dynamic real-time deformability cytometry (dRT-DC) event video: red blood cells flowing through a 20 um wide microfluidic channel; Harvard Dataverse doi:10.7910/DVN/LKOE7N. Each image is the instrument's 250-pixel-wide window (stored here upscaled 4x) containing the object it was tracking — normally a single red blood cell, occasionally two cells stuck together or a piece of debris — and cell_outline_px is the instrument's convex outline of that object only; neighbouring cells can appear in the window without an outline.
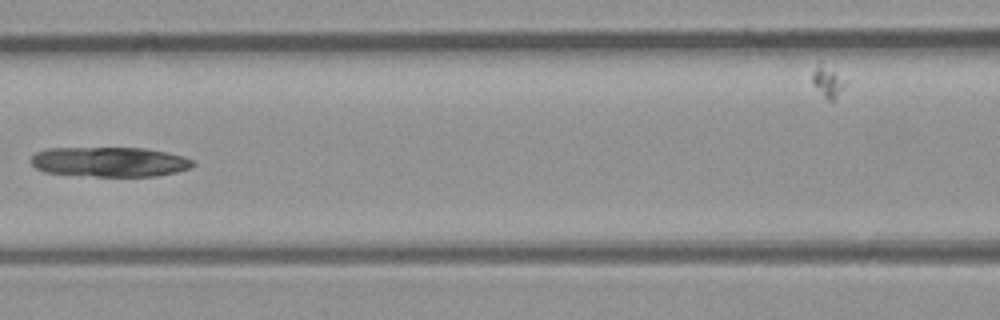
{"species": "common noctule bat (a hibernating species)", "species_latin": "Nyctalus noctula", "temperature_condition": "room temperature", "stored_images_in_passage": 6, "camera_frame_rate_fps": 3000, "um_per_image_px": 0.085, "animal": {"sex": "male", "body_mass_g": 23.1, "forearm_length_mm": 52.7}, "frame": {"image": 1, "passage_image": 4, "time_ms": 3.667, "image_size_px": [1000, 320], "cell_outline_px": [[196, 164], [192, 168], [176, 172], [156, 176], [96, 176], [44, 172], [36, 168], [32, 164], [32, 156], [36, 152], [44, 148], [144, 148], [184, 156], [196, 160]], "centroid_in_image_um": [9.36, 13.75], "position_along_channel_um": 157.2, "area_um2": 28.21}}
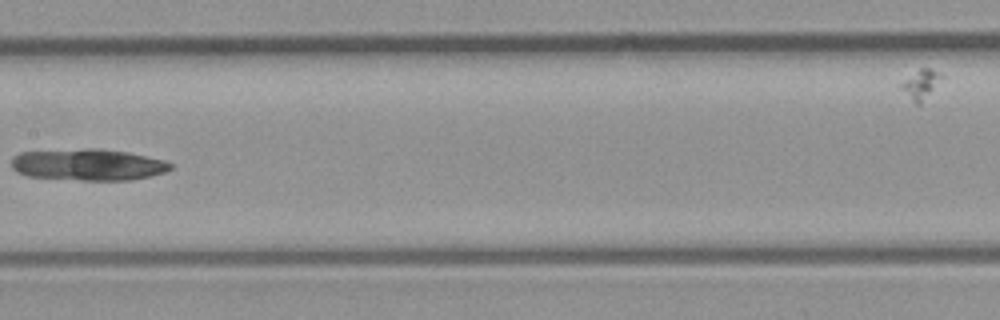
{"frame": {"image": 2, "passage_image": 5, "time_ms": 4.667, "image_size_px": [1000, 320], "cell_outline_px": [[172, 168], [164, 172], [132, 180], [84, 180], [28, 176], [12, 168], [12, 156], [20, 152], [84, 148], [100, 148], [128, 152], [164, 160], [172, 164]], "centroid_in_image_um": [7.49, 13.98], "position_along_channel_um": 199.9, "area_um2": 29.19}}